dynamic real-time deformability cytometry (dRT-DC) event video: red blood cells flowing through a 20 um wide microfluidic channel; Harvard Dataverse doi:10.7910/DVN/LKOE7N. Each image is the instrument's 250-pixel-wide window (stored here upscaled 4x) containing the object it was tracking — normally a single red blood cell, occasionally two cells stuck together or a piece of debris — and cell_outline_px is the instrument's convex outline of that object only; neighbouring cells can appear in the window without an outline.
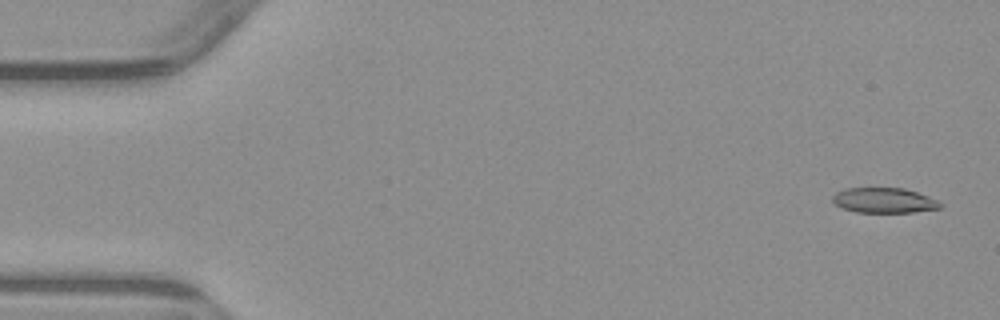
{"species": "common noctule bat (a hibernating species)", "species_latin": "Nyctalus noctula", "temperature_condition": "warm", "stored_images_in_passage": 4, "camera_frame_rate_fps": 3000, "um_per_image_px": 0.085, "animal": {"sex": "male", "body_mass_g": 23.1, "forearm_length_mm": 52.7}, "frame": {"image": 1, "passage_image": 1, "time_ms": 0.0, "image_size_px": [1000, 320], "cell_outline_px": [[944, 204], [940, 208], [912, 212], [856, 212], [840, 208], [832, 200], [832, 196], [836, 192], [844, 188], [904, 188], [940, 200]], "centroid_in_image_um": [75.15, 17.03], "position_along_channel_um": 9.8, "area_um2": 15.9}}
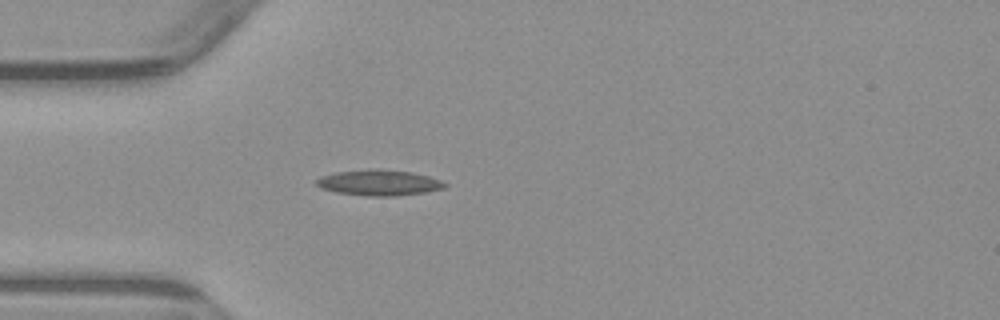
{"frame": {"image": 2, "passage_image": 4, "time_ms": 4.333, "image_size_px": [1000, 320], "cell_outline_px": [[448, 184], [444, 188], [424, 192], [396, 196], [368, 196], [336, 192], [320, 188], [316, 184], [316, 180], [320, 176], [336, 172], [368, 168], [372, 168], [412, 172], [428, 176], [440, 180]], "centroid_in_image_um": [32.19, 15.52], "position_along_channel_um": 52.8, "area_um2": 19.31}}